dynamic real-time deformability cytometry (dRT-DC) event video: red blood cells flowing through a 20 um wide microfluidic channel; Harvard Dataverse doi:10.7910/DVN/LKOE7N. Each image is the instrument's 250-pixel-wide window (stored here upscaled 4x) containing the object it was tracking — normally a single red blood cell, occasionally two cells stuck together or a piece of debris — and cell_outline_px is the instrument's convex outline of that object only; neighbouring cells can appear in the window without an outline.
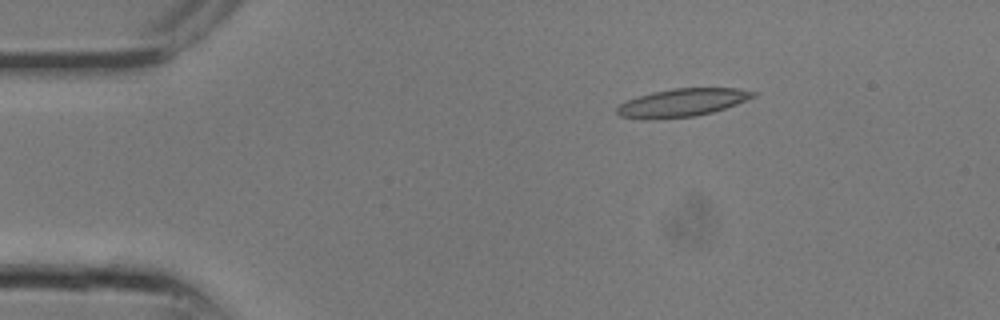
{"species": "common noctule bat (a hibernating species)", "species_latin": "Nyctalus noctula", "temperature_condition": "room temperature", "stored_images_in_passage": 10, "camera_frame_rate_fps": 3000, "um_per_image_px": 0.085, "animal": {"sex": "male", "body_mass_g": 13.3}, "frame": {"image": 1, "passage_image": 1, "time_ms": 0.0, "image_size_px": [1000, 320], "cell_outline_px": [[756, 96], [736, 104], [712, 112], [696, 116], [652, 120], [644, 120], [620, 116], [616, 112], [616, 108], [620, 104], [628, 100], [652, 92], [672, 88], [740, 88], [756, 92]], "centroid_in_image_um": [57.97, 8.73], "position_along_channel_um": 27.0, "area_um2": 22.31}}
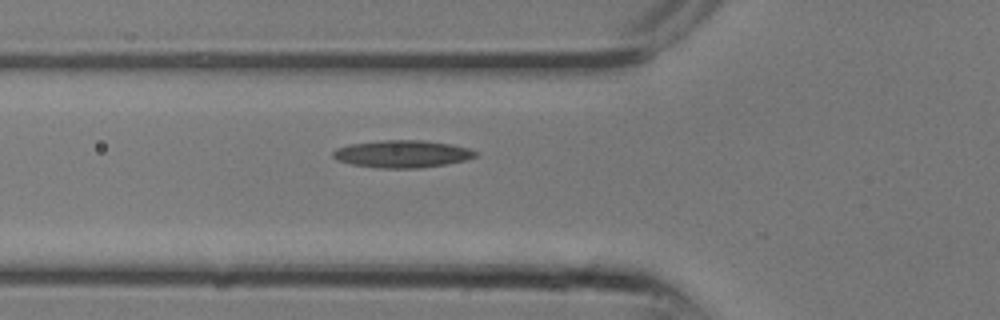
{"frame": {"image": 2, "passage_image": 6, "time_ms": 1.667, "image_size_px": [1000, 320], "cell_outline_px": [[480, 152], [476, 156], [468, 160], [448, 164], [420, 168], [376, 168], [352, 164], [336, 160], [332, 156], [332, 152], [336, 148], [348, 144], [380, 140], [424, 140], [448, 144], [468, 148]], "centroid_in_image_um": [34.19, 13.08], "position_along_channel_um": 91.6, "area_um2": 23.0}}
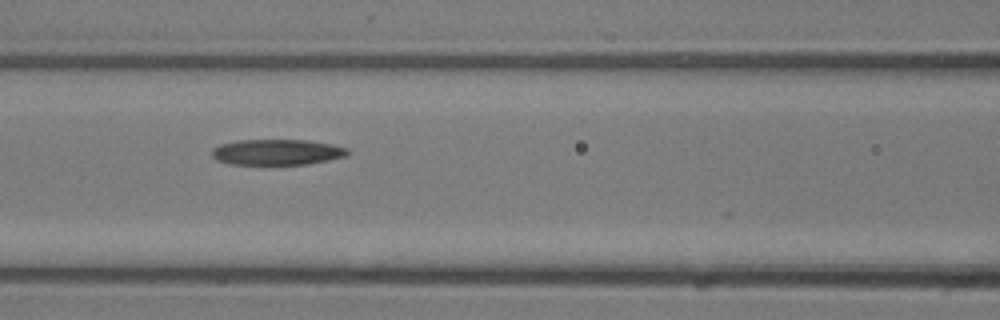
{"frame": {"image": 3, "passage_image": 8, "time_ms": 2.333, "image_size_px": [1000, 320], "cell_outline_px": [[348, 156], [308, 164], [228, 164], [216, 160], [212, 156], [212, 148], [220, 144], [236, 140], [308, 140], [332, 144], [348, 148]], "centroid_in_image_um": [23.53, 12.93], "position_along_channel_um": 143.1, "area_um2": 20.46}}